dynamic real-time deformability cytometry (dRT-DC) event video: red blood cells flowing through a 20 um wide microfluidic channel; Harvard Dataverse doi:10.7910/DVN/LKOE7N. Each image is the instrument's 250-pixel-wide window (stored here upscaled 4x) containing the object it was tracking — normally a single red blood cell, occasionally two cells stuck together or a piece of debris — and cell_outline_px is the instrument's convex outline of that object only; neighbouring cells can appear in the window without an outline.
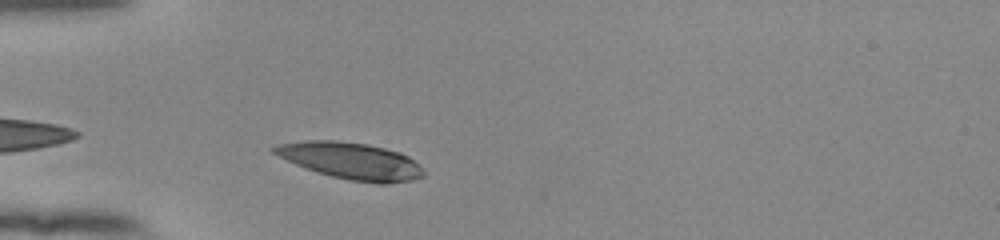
{"species": "human", "species_latin": "Homo sapiens", "temperature_condition": "room temperature", "stored_images_in_passage": 30, "camera_frame_rate_fps": 3000, "um_per_image_px": 0.085, "donor": {"sex": "female"}, "frame": {"image": 1, "passage_image": 2, "time_ms": 0.333, "image_size_px": [1000, 240], "cell_outline_px": [[424, 176], [412, 180], [384, 184], [380, 184], [348, 180], [316, 172], [296, 164], [272, 152], [268, 148], [276, 144], [304, 140], [336, 140], [368, 144], [400, 152], [408, 156], [424, 172]], "centroid_in_image_um": [29.79, 13.66], "position_along_channel_um": 55.2, "area_um2": 31.91}}
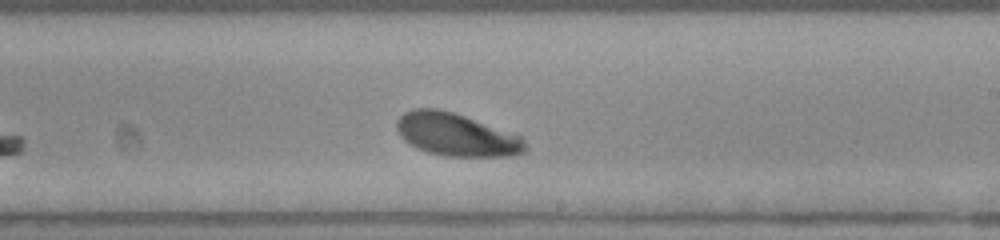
{"frame": {"image": 2, "passage_image": 18, "time_ms": 5.667, "image_size_px": [1000, 240], "cell_outline_px": [[528, 148], [524, 152], [512, 156], [444, 156], [428, 152], [416, 148], [404, 140], [400, 136], [396, 128], [396, 120], [404, 112], [412, 108], [436, 108], [452, 112], [464, 116], [520, 136], [524, 140]], "centroid_in_image_um": [38.74, 11.45], "position_along_channel_um": 250.3, "area_um2": 31.91}}
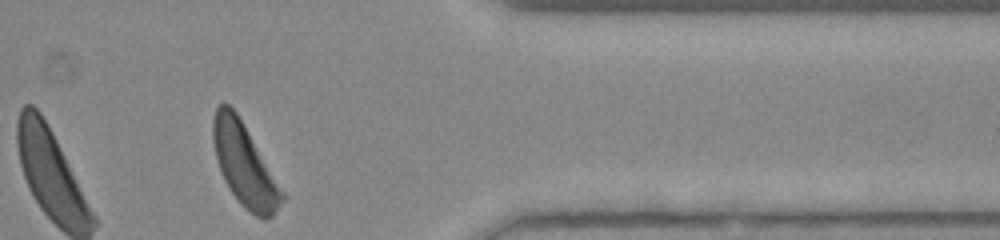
{"frame": {"image": 3, "passage_image": 30, "time_ms": 9.667, "image_size_px": [1000, 240], "cell_outline_px": [[288, 196], [272, 216], [264, 220], [256, 216], [244, 208], [240, 204], [228, 188], [224, 180], [216, 156], [212, 140], [212, 120], [216, 108], [224, 100], [236, 112]], "centroid_in_image_um": [20.81, 14.04], "position_along_channel_um": 390.6, "area_um2": 33.29}, "authors_computed_cell_mechanics": {"area_um2": 32.0501, "velocity_mm_per_s": 3.8857, "shape_relaxation_time_tau1_ms": 2.1325, "shape_relaxation_time_tau2_ms": null, "deformation_change_tau1": 0.1378, "deformation_change_tau2": null}}